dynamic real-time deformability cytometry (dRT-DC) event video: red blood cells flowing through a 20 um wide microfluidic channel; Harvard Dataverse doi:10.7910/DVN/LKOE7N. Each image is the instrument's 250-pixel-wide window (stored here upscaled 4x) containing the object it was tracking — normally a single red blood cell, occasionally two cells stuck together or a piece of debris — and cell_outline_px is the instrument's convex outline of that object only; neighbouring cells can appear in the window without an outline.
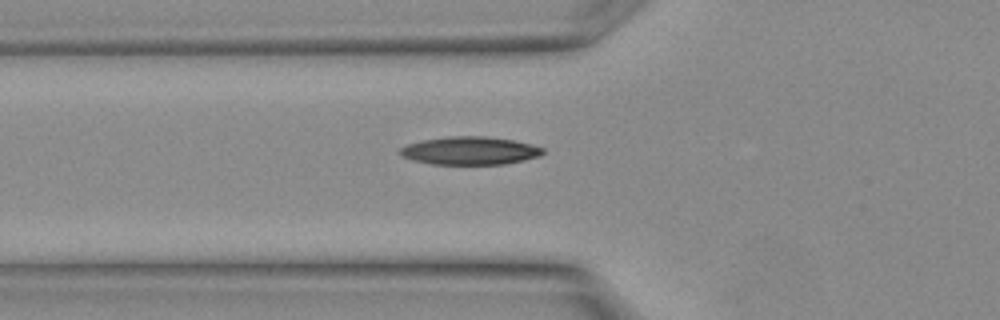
{"species": "Egyptian fruit bat (a non-hibernating species)", "species_latin": "Rousettus aegyptiacus", "temperature_condition": "warm", "stored_images_in_passage": 9, "camera_frame_rate_fps": 3000, "um_per_image_px": 0.085, "animal": {"sex": "female"}, "frame": {"image": 1, "passage_image": 3, "time_ms": 0.667, "image_size_px": [1000, 320], "cell_outline_px": [[544, 152], [540, 156], [524, 160], [504, 164], [428, 164], [412, 160], [400, 156], [396, 152], [400, 148], [408, 144], [424, 140], [448, 136], [484, 136], [512, 140], [544, 148]], "centroid_in_image_um": [39.88, 12.82], "position_along_channel_um": 85.9, "area_um2": 23.35}}
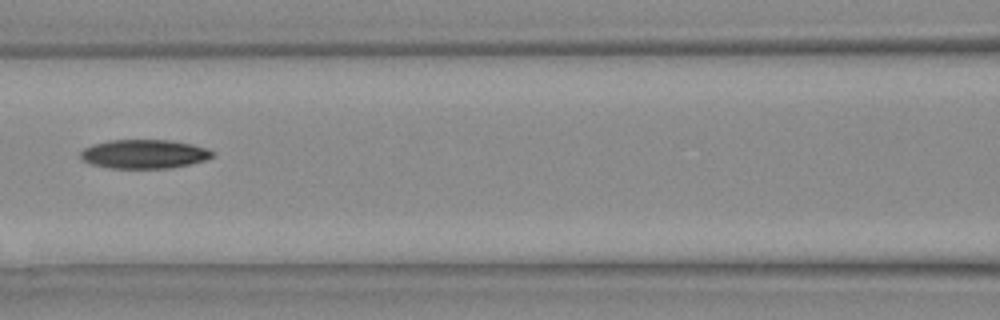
{"frame": {"image": 2, "passage_image": 6, "time_ms": 1.667, "image_size_px": [1000, 320], "cell_outline_px": [[216, 152], [212, 156], [204, 160], [188, 164], [168, 168], [108, 168], [92, 164], [84, 160], [80, 156], [80, 152], [84, 148], [92, 144], [112, 140], [168, 140], [192, 144], [208, 148]], "centroid_in_image_um": [12.25, 13.08], "position_along_channel_um": 154.3, "area_um2": 22.14}}